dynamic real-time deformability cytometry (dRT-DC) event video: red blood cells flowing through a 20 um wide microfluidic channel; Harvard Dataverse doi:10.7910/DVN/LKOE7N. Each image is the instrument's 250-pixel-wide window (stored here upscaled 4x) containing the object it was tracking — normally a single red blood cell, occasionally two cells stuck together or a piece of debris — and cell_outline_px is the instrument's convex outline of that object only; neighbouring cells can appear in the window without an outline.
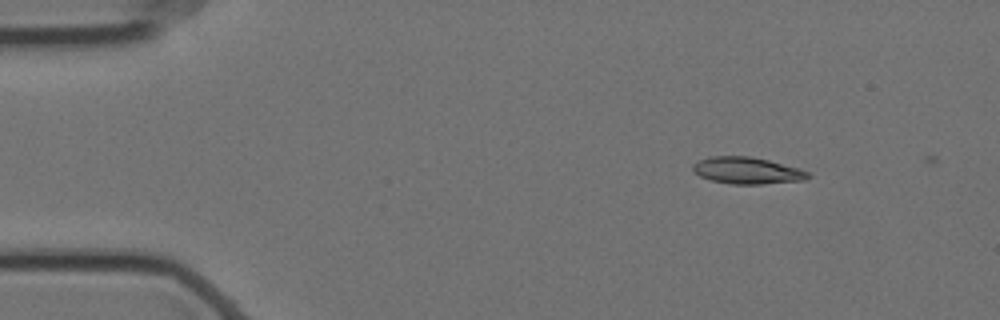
{"species": "Egyptian fruit bat (a non-hibernating species)", "species_latin": "Rousettus aegyptiacus", "temperature_condition": "cold", "stored_images_in_passage": 4, "camera_frame_rate_fps": 3000, "um_per_image_px": 0.085, "animal": {"sex": "female"}, "frame": {"image": 1, "passage_image": 1, "time_ms": 0.0, "image_size_px": [1000, 320], "cell_outline_px": [[812, 176], [804, 180], [760, 184], [732, 184], [712, 180], [700, 176], [692, 168], [692, 164], [708, 156], [748, 156], [768, 160], [800, 168], [808, 172]], "centroid_in_image_um": [63.52, 14.49], "position_along_channel_um": 21.5, "area_um2": 17.86}}